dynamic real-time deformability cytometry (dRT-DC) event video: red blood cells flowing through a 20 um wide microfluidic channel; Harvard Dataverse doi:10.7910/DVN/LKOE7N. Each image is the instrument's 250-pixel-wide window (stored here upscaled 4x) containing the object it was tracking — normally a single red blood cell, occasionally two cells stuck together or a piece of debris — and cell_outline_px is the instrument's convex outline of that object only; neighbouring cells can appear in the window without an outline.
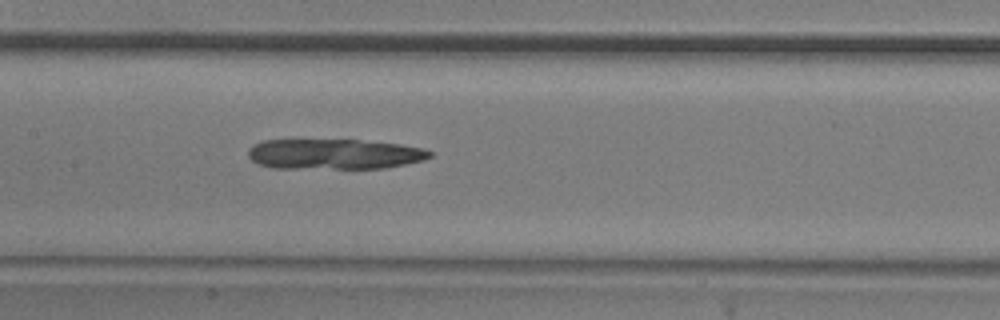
{"species": "common noctule bat (a hibernating species)", "species_latin": "Nyctalus noctula", "temperature_condition": "room temperature", "stored_images_in_passage": 52, "camera_frame_rate_fps": 3000, "um_per_image_px": 0.085, "animal": {"sex": "male", "body_mass_g": 20.5, "forearm_length_mm": 52.5}, "frame": {"image": 1, "passage_image": 25, "time_ms": 8.0, "image_size_px": [1000, 320], "cell_outline_px": [[432, 156], [424, 160], [384, 168], [272, 168], [260, 164], [252, 160], [248, 156], [248, 148], [252, 144], [264, 140], [296, 136], [356, 140], [400, 144], [424, 148], [432, 152]], "centroid_in_image_um": [28.3, 13.04], "position_along_channel_um": 179.1, "area_um2": 33.41}}
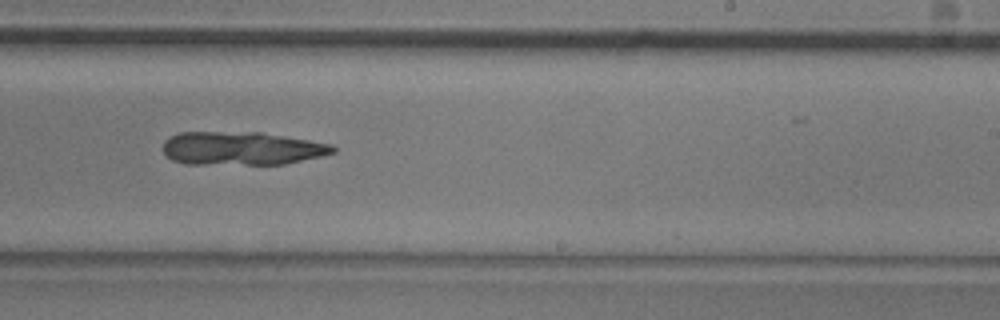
{"frame": {"image": 2, "passage_image": 32, "time_ms": 10.333, "image_size_px": [1000, 320], "cell_outline_px": [[336, 152], [320, 156], [284, 164], [184, 164], [172, 160], [164, 152], [164, 140], [168, 136], [180, 132], [260, 132], [332, 144], [336, 148]], "centroid_in_image_um": [20.51, 12.61], "position_along_channel_um": 268.5, "area_um2": 33.06}}
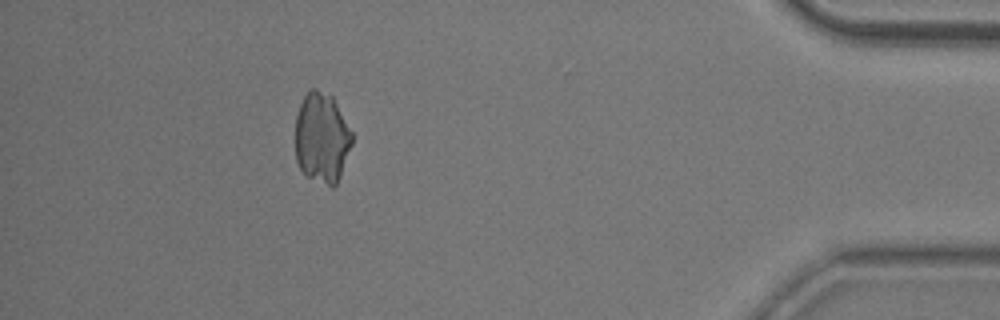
{"frame": {"image": 3, "passage_image": 47, "time_ms": 15.333, "image_size_px": [1000, 320], "cell_outline_px": [[352, 144], [340, 176], [336, 184], [332, 188], [308, 176], [300, 168], [296, 160], [296, 116], [300, 104], [308, 88], [316, 88], [332, 96], [352, 132]], "centroid_in_image_um": [27.35, 11.7], "position_along_channel_um": 407.8, "area_um2": 29.77}}